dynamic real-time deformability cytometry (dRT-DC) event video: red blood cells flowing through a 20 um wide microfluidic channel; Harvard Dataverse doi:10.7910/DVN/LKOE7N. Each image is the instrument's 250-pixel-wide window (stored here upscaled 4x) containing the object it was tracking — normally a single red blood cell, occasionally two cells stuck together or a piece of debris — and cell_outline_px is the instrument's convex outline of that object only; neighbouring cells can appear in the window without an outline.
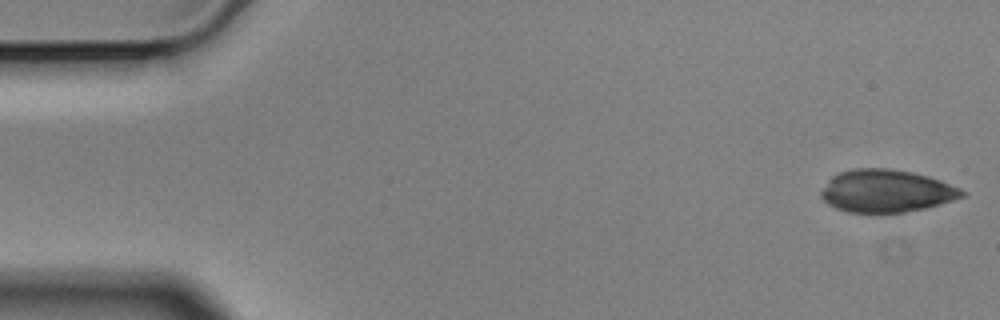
{"species": "Egyptian fruit bat (a non-hibernating species)", "species_latin": "Rousettus aegyptiacus", "temperature_condition": "cold", "stored_images_in_passage": 5, "camera_frame_rate_fps": 3000, "um_per_image_px": 0.085, "animal": {"sex": "male"}, "frame": {"image": 1, "passage_image": 1, "time_ms": 0.0, "image_size_px": [1000, 320], "cell_outline_px": [[968, 196], [940, 204], [924, 208], [884, 216], [876, 216], [848, 212], [836, 208], [828, 204], [820, 196], [820, 192], [832, 176], [840, 172], [856, 168], [888, 168], [912, 172], [928, 176], [940, 180], [960, 188], [968, 192]], "centroid_in_image_um": [75.35, 16.28], "position_along_channel_um": 9.6, "area_um2": 35.89}}